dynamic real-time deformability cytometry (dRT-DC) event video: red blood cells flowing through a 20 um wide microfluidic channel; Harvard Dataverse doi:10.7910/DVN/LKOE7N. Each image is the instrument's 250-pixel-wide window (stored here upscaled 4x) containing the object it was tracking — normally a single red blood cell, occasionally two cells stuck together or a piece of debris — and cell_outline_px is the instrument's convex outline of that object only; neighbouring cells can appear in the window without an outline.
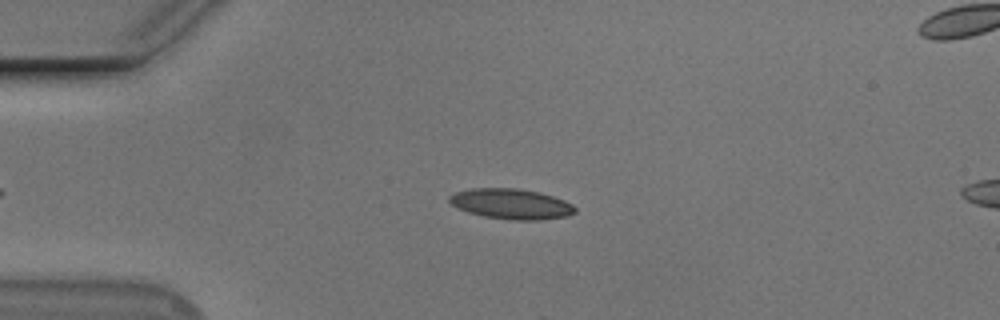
{"species": "Egyptian fruit bat (a non-hibernating species)", "species_latin": "Rousettus aegyptiacus", "temperature_condition": "cold", "stored_images_in_passage": 15, "camera_frame_rate_fps": 3000, "um_per_image_px": 0.085, "animal": {"sex": "male"}, "frame": {"image": 1, "passage_image": 12, "time_ms": 3.667, "image_size_px": [1000, 320], "cell_outline_px": [[576, 212], [568, 216], [540, 220], [512, 220], [484, 216], [468, 212], [456, 208], [448, 200], [448, 196], [456, 192], [472, 188], [520, 188], [540, 192], [564, 200], [572, 204], [576, 208]], "centroid_in_image_um": [43.46, 17.33], "position_along_channel_um": 41.5, "area_um2": 22.37}}